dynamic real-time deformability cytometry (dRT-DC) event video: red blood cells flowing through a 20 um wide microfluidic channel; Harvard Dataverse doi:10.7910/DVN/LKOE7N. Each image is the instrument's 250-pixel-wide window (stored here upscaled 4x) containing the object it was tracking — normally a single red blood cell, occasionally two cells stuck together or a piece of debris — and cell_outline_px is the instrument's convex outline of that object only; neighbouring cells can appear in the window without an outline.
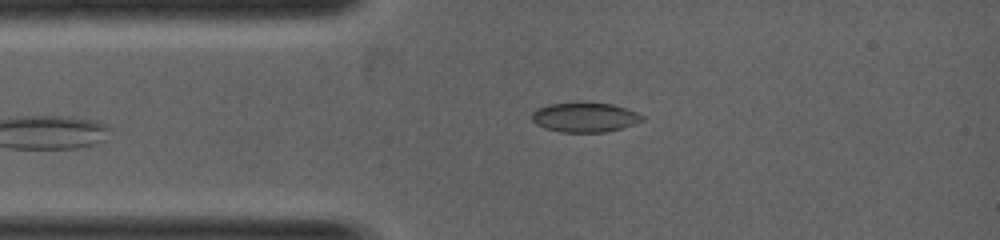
{"species": "common noctule bat (a hibernating species)", "species_latin": "Nyctalus noctula", "temperature_condition": "warm", "stored_images_in_passage": 6, "camera_frame_rate_fps": 5000, "um_per_image_px": 0.085, "animal": {"sex": "female", "body_mass_g": 19.0, "forearm_length_mm": 53.3}, "frame": {"image": 1, "passage_image": 6, "time_ms": 1.6, "image_size_px": [1000, 240], "cell_outline_px": [[644, 120], [636, 124], [604, 132], [560, 132], [544, 128], [536, 124], [532, 120], [532, 112], [536, 108], [548, 104], [584, 100], [612, 104], [636, 112], [644, 116]], "centroid_in_image_um": [49.68, 9.93], "position_along_channel_um": 35.3, "area_um2": 19.59}}